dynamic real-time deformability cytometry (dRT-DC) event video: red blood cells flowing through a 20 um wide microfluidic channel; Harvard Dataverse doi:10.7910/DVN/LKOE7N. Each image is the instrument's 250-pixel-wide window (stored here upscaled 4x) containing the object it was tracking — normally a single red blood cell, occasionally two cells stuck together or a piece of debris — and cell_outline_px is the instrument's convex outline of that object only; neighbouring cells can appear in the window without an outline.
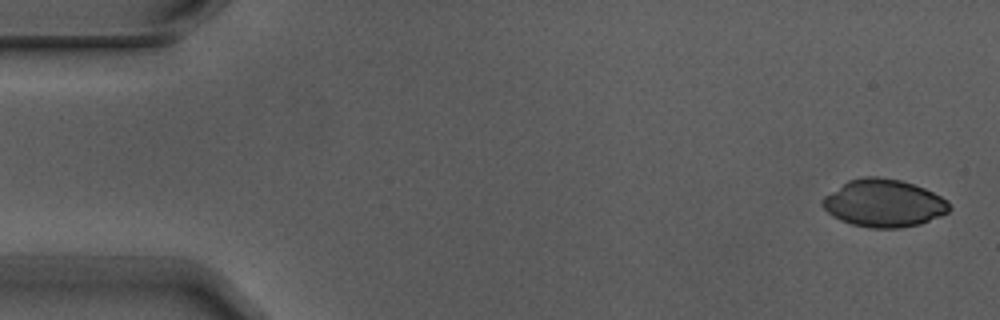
{"species": "Egyptian fruit bat (a non-hibernating species)", "species_latin": "Rousettus aegyptiacus", "temperature_condition": "warm", "stored_images_in_passage": 5, "camera_frame_rate_fps": 3000, "um_per_image_px": 0.085, "animal": {"sex": "male"}, "frame": {"image": 1, "passage_image": 1, "time_ms": 0.0, "image_size_px": [1000, 320], "cell_outline_px": [[952, 208], [948, 212], [940, 216], [920, 224], [900, 228], [872, 228], [852, 224], [840, 220], [832, 216], [820, 204], [820, 200], [824, 196], [848, 180], [864, 176], [876, 176], [900, 180], [924, 188], [948, 200]], "centroid_in_image_um": [75.11, 17.27], "position_along_channel_um": 9.9, "area_um2": 35.26}}